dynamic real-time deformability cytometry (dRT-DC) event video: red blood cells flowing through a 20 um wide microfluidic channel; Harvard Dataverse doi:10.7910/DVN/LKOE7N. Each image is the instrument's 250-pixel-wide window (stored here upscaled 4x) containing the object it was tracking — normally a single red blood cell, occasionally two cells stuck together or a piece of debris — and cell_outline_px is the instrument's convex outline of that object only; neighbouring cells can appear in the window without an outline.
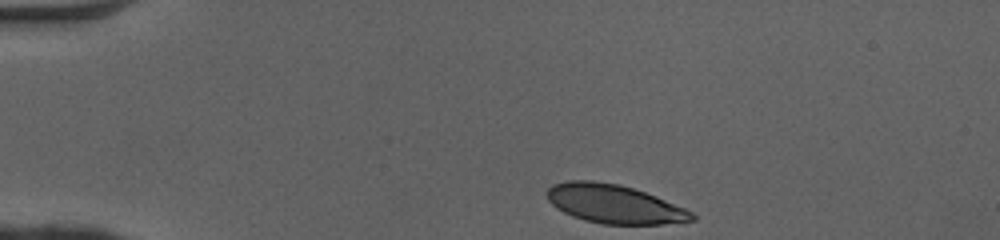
{"species": "human", "species_latin": "Homo sapiens", "temperature_condition": "cold", "stored_images_in_passage": 35, "camera_frame_rate_fps": 3000, "um_per_image_px": 0.085, "donor": {"sex": "female"}, "frame": {"image": 1, "passage_image": 1, "time_ms": 0.0, "image_size_px": [1000, 240], "cell_outline_px": [[696, 220], [660, 224], [604, 224], [584, 220], [572, 216], [556, 208], [548, 200], [548, 188], [552, 184], [568, 180], [592, 180], [620, 184], [656, 196], [684, 208], [692, 212], [696, 216]], "centroid_in_image_um": [52.19, 17.33], "position_along_channel_um": 32.8, "area_um2": 32.6}}
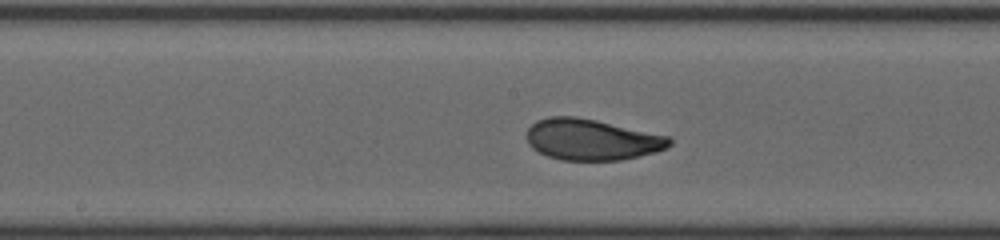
{"frame": {"image": 2, "passage_image": 18, "time_ms": 5.667, "image_size_px": [1000, 240], "cell_outline_px": [[672, 144], [668, 148], [656, 152], [640, 156], [620, 160], [560, 160], [548, 156], [532, 148], [528, 144], [528, 128], [536, 120], [548, 116], [576, 116], [596, 120], [672, 136]], "centroid_in_image_um": [50.34, 11.86], "position_along_channel_um": 197.9, "area_um2": 34.51}}
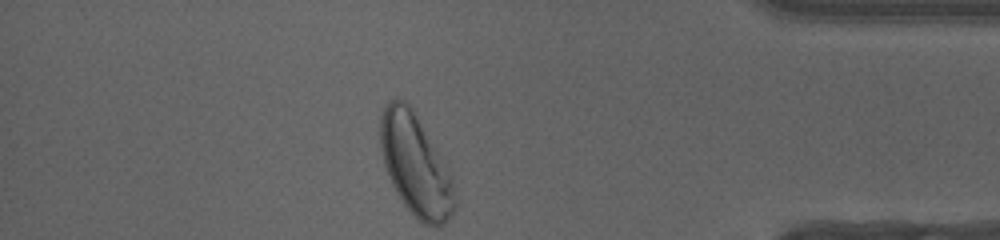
{"frame": {"image": 3, "passage_image": 35, "time_ms": 11.333, "image_size_px": [1000, 240], "cell_outline_px": [[456, 208], [448, 220], [444, 224], [424, 224], [404, 204], [396, 192], [388, 176], [384, 164], [380, 148], [380, 116], [388, 100], [404, 100], [412, 108], [452, 176], [456, 200]], "centroid_in_image_um": [35.31, 14.03], "position_along_channel_um": 399.9, "area_um2": 43.29}, "authors_computed_cell_mechanics": {"area_um2": 34.1598, "velocity_mm_per_s": 4.0663, "shape_relaxation_time_tau1_ms": 3.4233, "shape_relaxation_time_tau2_ms": null, "deformation_change_tau1": 0.1484, "deformation_change_tau2": null}}